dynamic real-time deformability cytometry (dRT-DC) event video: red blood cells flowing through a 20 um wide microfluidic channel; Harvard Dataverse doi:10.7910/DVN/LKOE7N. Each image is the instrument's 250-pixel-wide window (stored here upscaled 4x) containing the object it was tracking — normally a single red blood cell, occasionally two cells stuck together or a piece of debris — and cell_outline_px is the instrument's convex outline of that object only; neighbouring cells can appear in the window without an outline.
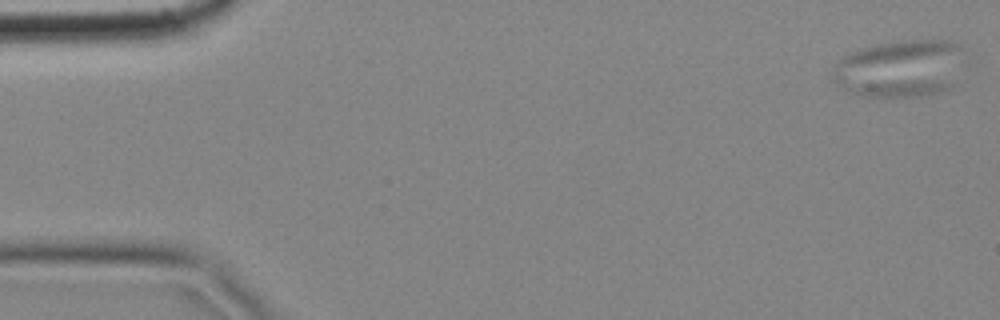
{"species": "common noctule bat (a hibernating species)", "species_latin": "Nyctalus noctula", "temperature_condition": "cold", "stored_images_in_passage": 9, "camera_frame_rate_fps": 3000, "um_per_image_px": 0.085, "animal": {"sex": "female", "body_mass_g": 18.4}, "frame": {"image": 1, "passage_image": 1, "time_ms": 0.0, "image_size_px": [1000, 320], "cell_outline_px": [[960, 44], [952, 84], [948, 88], [936, 92], [916, 96], [860, 96], [832, 80], [828, 72], [848, 52], [860, 48], [900, 40], [952, 40]], "centroid_in_image_um": [76.36, 5.8], "position_along_channel_um": 8.6, "area_um2": 42.95}}
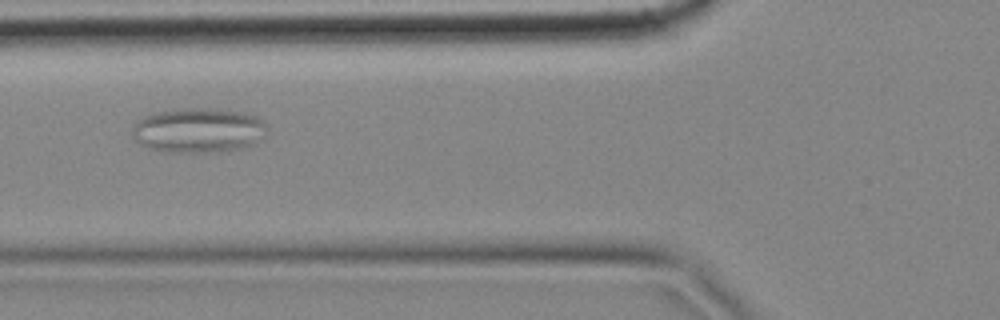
{"frame": {"image": 2, "passage_image": 7, "time_ms": 2.0, "image_size_px": [1000, 320], "cell_outline_px": [[268, 132], [256, 144], [248, 148], [228, 152], [168, 152], [148, 148], [140, 144], [132, 136], [132, 128], [136, 120], [152, 112], [192, 108], [244, 112], [256, 116], [268, 128]], "centroid_in_image_um": [16.89, 11.11], "position_along_channel_um": 108.9, "area_um2": 35.6}}
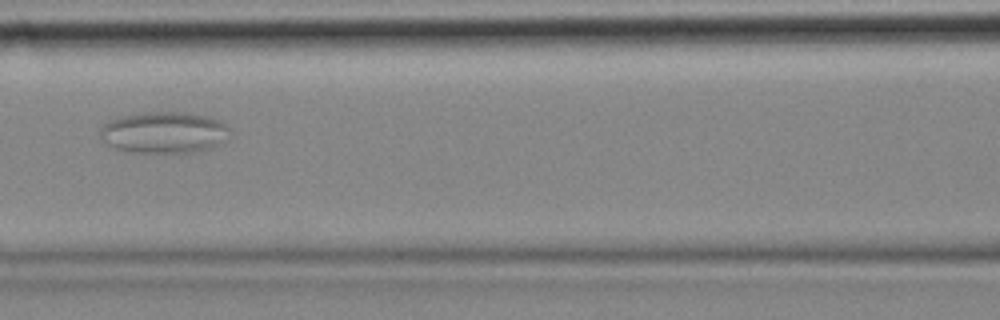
{"frame": {"image": 3, "passage_image": 8, "time_ms": 2.333, "image_size_px": [1000, 320], "cell_outline_px": [[228, 128], [216, 144], [208, 148], [192, 152], [132, 152], [116, 148], [108, 144], [100, 136], [100, 128], [104, 124], [120, 116], [148, 112], [184, 112], [204, 116], [220, 120]], "centroid_in_image_um": [13.84, 11.24], "position_along_channel_um": 152.8, "area_um2": 30.35}}